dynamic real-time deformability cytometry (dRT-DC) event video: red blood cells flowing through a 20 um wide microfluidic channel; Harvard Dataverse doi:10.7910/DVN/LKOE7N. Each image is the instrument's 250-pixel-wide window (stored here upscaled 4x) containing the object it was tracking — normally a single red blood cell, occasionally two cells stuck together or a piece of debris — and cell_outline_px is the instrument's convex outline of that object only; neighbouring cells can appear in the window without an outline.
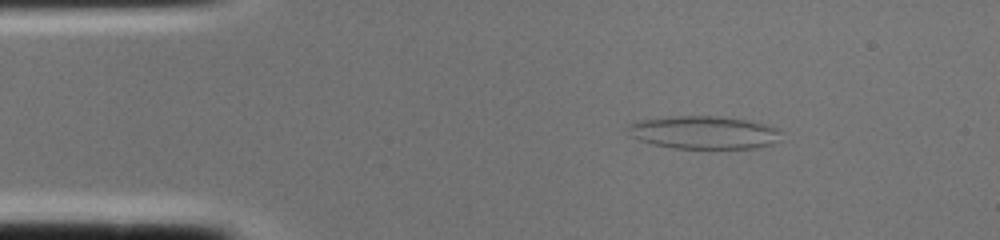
{"species": "common noctule bat (a hibernating species)", "species_latin": "Nyctalus noctula", "temperature_condition": "cold", "stored_images_in_passage": 1, "camera_frame_rate_fps": 3000, "um_per_image_px": 0.085, "animal": {"sex": "female", "body_mass_g": 22.0, "forearm_length_mm": 56.7}, "frame": {"image": 1, "passage_image": 1, "time_ms": 0.0, "image_size_px": [1000, 240], "cell_outline_px": [[780, 140], [772, 144], [752, 148], [676, 148], [652, 144], [628, 136], [624, 128], [628, 124], [636, 120], [676, 116], [720, 116], [744, 120], [764, 124], [776, 128], [780, 132]], "centroid_in_image_um": [59.74, 11.25], "position_along_channel_um": 25.3, "area_um2": 29.54}}